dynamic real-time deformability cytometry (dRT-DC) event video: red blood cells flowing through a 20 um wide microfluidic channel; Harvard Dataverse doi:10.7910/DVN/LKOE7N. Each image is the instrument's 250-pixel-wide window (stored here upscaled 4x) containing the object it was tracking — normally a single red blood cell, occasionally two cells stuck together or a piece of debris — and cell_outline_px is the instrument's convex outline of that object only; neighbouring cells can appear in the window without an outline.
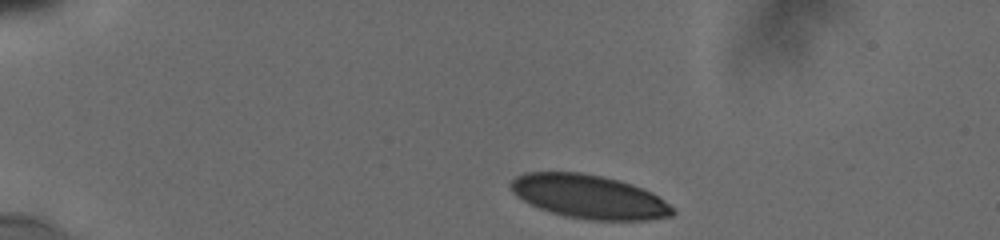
{"species": "human", "species_latin": "Homo sapiens", "temperature_condition": "cold", "stored_images_in_passage": 7, "camera_frame_rate_fps": 3000, "um_per_image_px": 0.085, "donor": {"sex": "male"}, "frame": {"image": 1, "passage_image": 1, "time_ms": 0.0, "image_size_px": [1000, 240], "cell_outline_px": [[676, 212], [672, 216], [648, 220], [588, 220], [564, 216], [540, 208], [516, 196], [512, 192], [508, 184], [516, 176], [524, 172], [580, 172], [604, 176], [620, 180], [632, 184], [652, 192], [664, 200]], "centroid_in_image_um": [50.07, 16.71], "position_along_channel_um": 34.9, "area_um2": 41.38}}
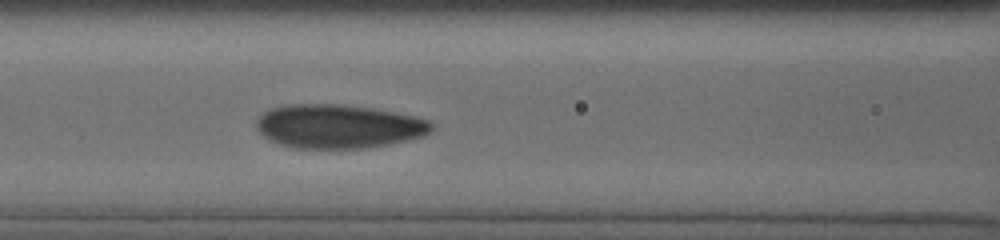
{"frame": {"image": 2, "passage_image": 7, "time_ms": 4.667, "image_size_px": [1000, 240], "cell_outline_px": [[436, 128], [424, 136], [408, 140], [368, 148], [292, 148], [268, 140], [256, 128], [256, 120], [264, 112], [272, 108], [292, 104], [344, 104], [372, 108], [396, 112], [416, 116], [432, 120], [436, 124]], "centroid_in_image_um": [28.84, 10.74], "position_along_channel_um": 137.8, "area_um2": 45.26}}